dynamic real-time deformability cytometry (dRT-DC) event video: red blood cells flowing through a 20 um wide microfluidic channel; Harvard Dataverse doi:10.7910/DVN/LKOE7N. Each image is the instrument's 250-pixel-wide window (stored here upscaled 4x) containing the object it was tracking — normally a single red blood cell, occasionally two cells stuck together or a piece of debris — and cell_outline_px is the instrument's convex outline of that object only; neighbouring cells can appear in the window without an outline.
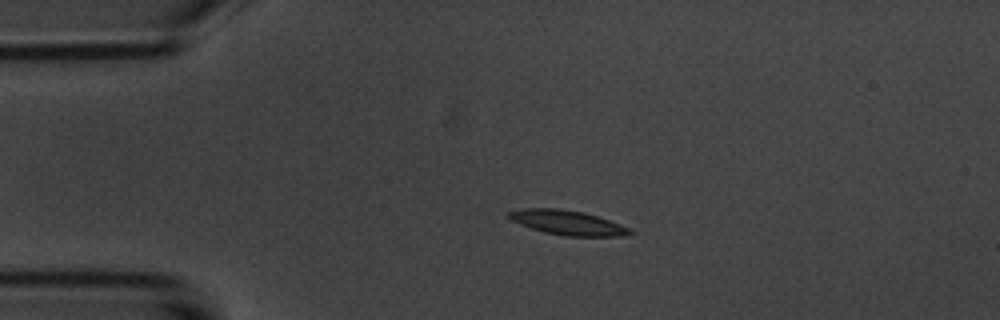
{"species": "common noctule bat (a hibernating species)", "species_latin": "Nyctalus noctula", "temperature_condition": "room temperature", "stored_images_in_passage": 5, "camera_frame_rate_fps": 3000, "um_per_image_px": 0.085, "animal": {"sex": "male", "body_mass_g": 20.1, "forearm_length_mm": 53.5}, "frame": {"image": 1, "passage_image": 3, "time_ms": 2.333, "image_size_px": [1000, 320], "cell_outline_px": [[636, 232], [620, 236], [564, 236], [544, 232], [508, 220], [504, 216], [508, 212], [524, 208], [560, 208], [584, 212], [620, 224]], "centroid_in_image_um": [48.17, 18.91], "position_along_channel_um": 36.8, "area_um2": 17.4}}
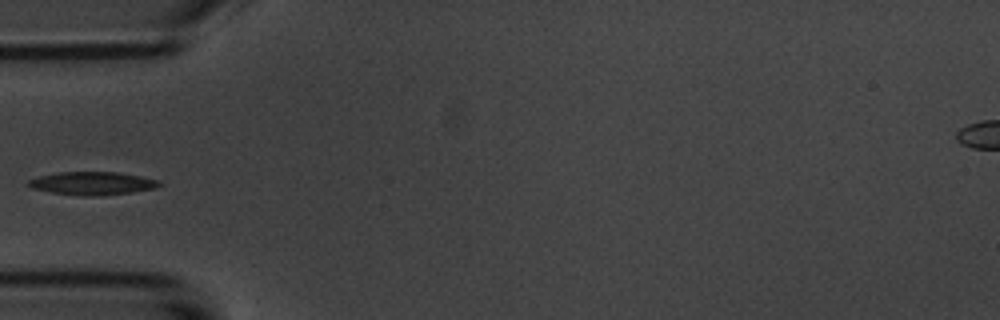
{"frame": {"image": 2, "passage_image": 5, "time_ms": 4.333, "image_size_px": [1000, 320], "cell_outline_px": [[164, 184], [156, 188], [132, 192], [100, 196], [80, 196], [52, 192], [32, 188], [28, 184], [28, 180], [40, 176], [56, 172], [116, 172], [140, 176], [156, 180]], "centroid_in_image_um": [7.86, 15.59], "position_along_channel_um": 77.1, "area_um2": 17.57}}